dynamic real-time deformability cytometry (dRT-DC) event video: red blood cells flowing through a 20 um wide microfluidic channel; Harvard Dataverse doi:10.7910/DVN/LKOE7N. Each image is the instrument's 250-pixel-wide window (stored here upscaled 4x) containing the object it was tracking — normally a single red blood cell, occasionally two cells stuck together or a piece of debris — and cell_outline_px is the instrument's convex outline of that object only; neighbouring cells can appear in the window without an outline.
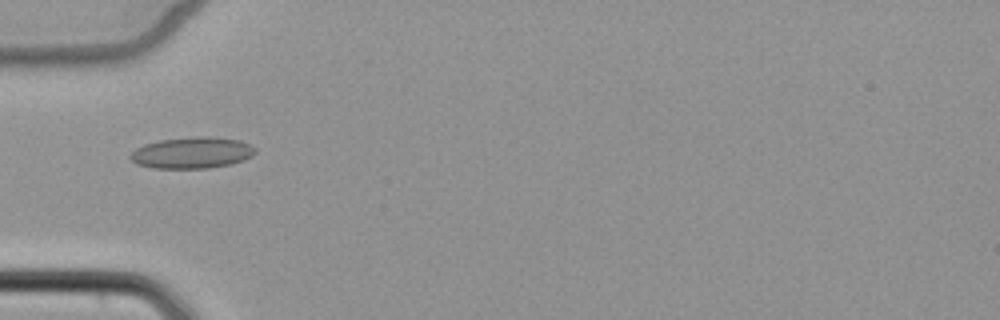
{"species": "common noctule bat (a hibernating species)", "species_latin": "Nyctalus noctula", "temperature_condition": "cold", "stored_images_in_passage": 5, "camera_frame_rate_fps": 3000, "um_per_image_px": 0.085, "animal": {"sex": "female", "body_mass_g": 22.7, "forearm_length_mm": 54.2}, "frame": {"image": 1, "passage_image": 3, "time_ms": 2.333, "image_size_px": [1000, 320], "cell_outline_px": [[256, 152], [252, 156], [244, 160], [228, 164], [208, 168], [152, 168], [136, 164], [128, 156], [136, 148], [144, 144], [160, 140], [196, 136], [208, 136], [240, 140], [256, 148]], "centroid_in_image_um": [16.31, 12.98], "position_along_channel_um": 68.7, "area_um2": 22.83}}
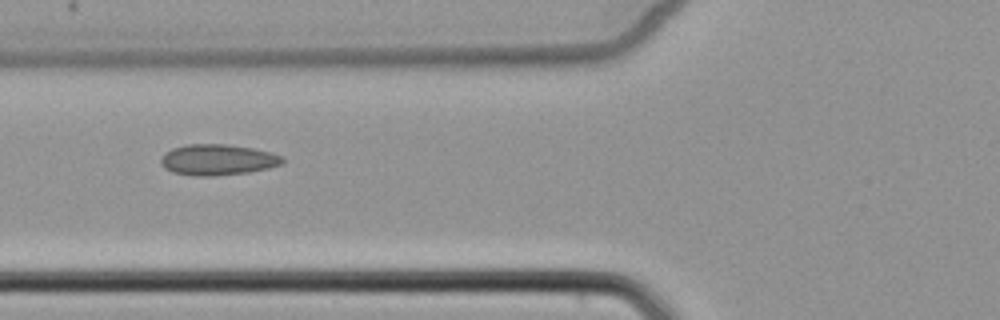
{"frame": {"image": 2, "passage_image": 4, "time_ms": 3.333, "image_size_px": [1000, 320], "cell_outline_px": [[284, 164], [268, 168], [248, 172], [212, 176], [192, 176], [172, 172], [164, 168], [160, 164], [160, 160], [172, 148], [188, 144], [228, 144], [252, 148], [284, 156]], "centroid_in_image_um": [18.52, 13.58], "position_along_channel_um": 107.3, "area_um2": 21.91}}
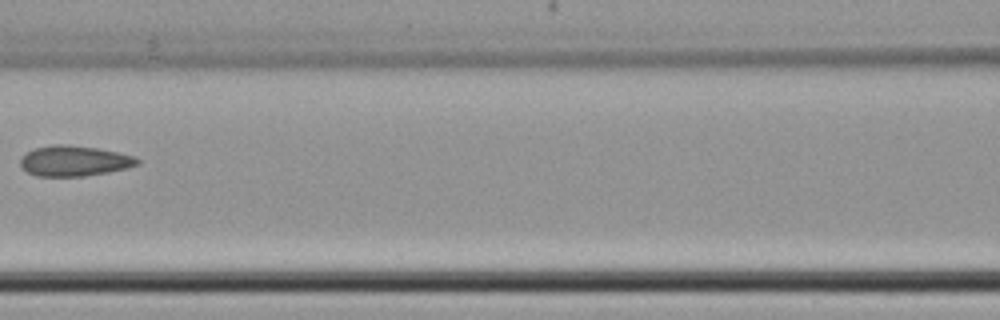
{"frame": {"image": 3, "passage_image": 5, "time_ms": 4.667, "image_size_px": [1000, 320], "cell_outline_px": [[140, 164], [128, 168], [108, 172], [84, 176], [36, 176], [28, 172], [20, 164], [20, 156], [36, 148], [56, 144], [60, 144], [96, 148], [116, 152], [132, 156], [140, 160]], "centroid_in_image_um": [6.31, 13.69], "position_along_channel_um": 160.3, "area_um2": 20.52}}